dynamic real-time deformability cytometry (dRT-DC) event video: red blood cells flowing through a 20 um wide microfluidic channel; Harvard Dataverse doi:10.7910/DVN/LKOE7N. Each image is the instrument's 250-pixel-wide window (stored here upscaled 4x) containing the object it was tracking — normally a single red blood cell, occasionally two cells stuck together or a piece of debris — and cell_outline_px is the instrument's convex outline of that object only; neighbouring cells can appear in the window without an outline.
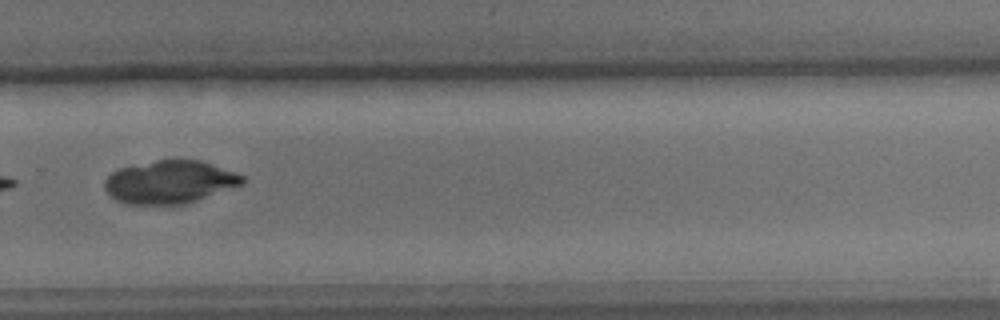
{"species": "common noctule bat (a hibernating species)", "species_latin": "Nyctalus noctula", "temperature_condition": "cold", "stored_images_in_passage": 9, "camera_frame_rate_fps": 3000, "um_per_image_px": 0.085, "animal": {"sex": "male", "body_mass_g": 15.6}, "frame": {"image": 1, "passage_image": 9, "time_ms": 9.333, "image_size_px": [1000, 320], "cell_outline_px": [[244, 184], [188, 204], [128, 204], [116, 200], [104, 188], [104, 180], [112, 172], [120, 168], [156, 160], [200, 160], [236, 172], [244, 176]], "centroid_in_image_um": [14.46, 15.48], "position_along_channel_um": 315.3, "area_um2": 34.51}}